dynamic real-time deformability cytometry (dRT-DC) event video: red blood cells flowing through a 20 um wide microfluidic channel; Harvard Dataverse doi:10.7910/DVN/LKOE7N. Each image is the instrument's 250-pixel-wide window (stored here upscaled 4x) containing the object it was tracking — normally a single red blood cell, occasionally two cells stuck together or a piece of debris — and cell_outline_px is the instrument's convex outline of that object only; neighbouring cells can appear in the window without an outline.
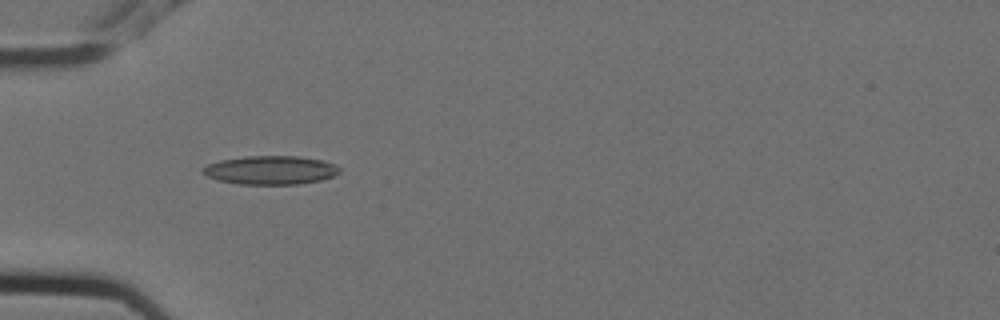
{"species": "Egyptian fruit bat (a non-hibernating species)", "species_latin": "Rousettus aegyptiacus", "temperature_condition": "cold", "stored_images_in_passage": 6, "camera_frame_rate_fps": 3000, "um_per_image_px": 0.085, "animal": {"sex": "female"}, "frame": {"image": 1, "passage_image": 5, "time_ms": 1.333, "image_size_px": [1000, 320], "cell_outline_px": [[340, 172], [332, 176], [320, 180], [300, 184], [240, 184], [220, 180], [208, 176], [204, 172], [204, 168], [208, 164], [220, 160], [244, 156], [296, 156], [320, 160], [336, 164], [340, 168]], "centroid_in_image_um": [23.04, 14.45], "position_along_channel_um": 62.0, "area_um2": 22.54}}
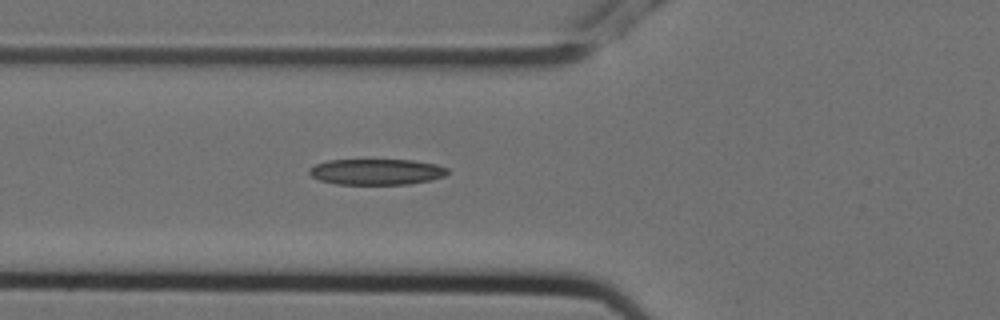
{"frame": {"image": 2, "passage_image": 6, "time_ms": 1.667, "image_size_px": [1000, 320], "cell_outline_px": [[448, 172], [444, 176], [432, 180], [408, 184], [336, 184], [320, 180], [312, 176], [308, 172], [308, 168], [316, 164], [328, 160], [412, 160], [436, 164], [448, 168]], "centroid_in_image_um": [32.0, 14.6], "position_along_channel_um": 93.8, "area_um2": 20.87}}